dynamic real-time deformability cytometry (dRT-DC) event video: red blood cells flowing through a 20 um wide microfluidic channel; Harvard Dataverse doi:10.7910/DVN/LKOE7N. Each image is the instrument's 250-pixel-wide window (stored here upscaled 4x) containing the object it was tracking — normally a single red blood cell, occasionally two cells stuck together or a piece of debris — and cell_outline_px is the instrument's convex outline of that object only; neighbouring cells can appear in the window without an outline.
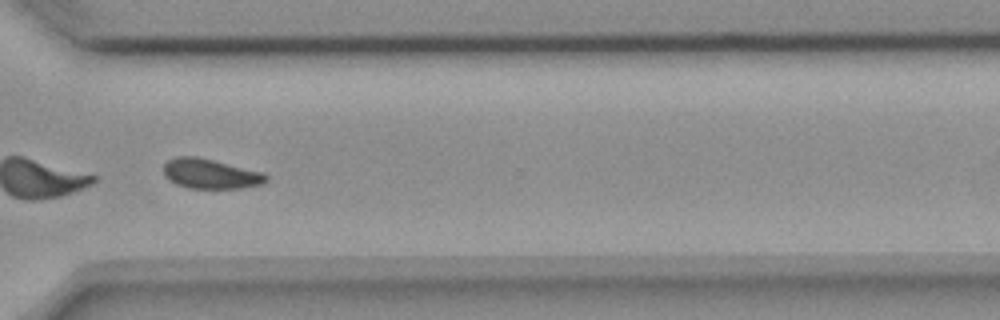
{"species": "common noctule bat (a hibernating species)", "species_latin": "Nyctalus noctula", "temperature_condition": "room temperature", "stored_images_in_passage": 54, "segment_of_instrument_passage": [2, 2], "camera_frame_rate_fps": 3000, "um_per_image_px": 0.085, "animal": {"sex": "female", "body_mass_g": 18.4}, "frame": {"image": 1, "passage_image": 41, "time_ms": 13.333, "image_size_px": [1000, 320], "cell_outline_px": [[268, 180], [264, 184], [240, 188], [188, 188], [176, 184], [168, 180], [164, 176], [164, 164], [168, 160], [176, 156], [196, 156], [264, 172], [268, 176]], "centroid_in_image_um": [17.9, 14.77], "position_along_channel_um": 352.7, "area_um2": 17.98}}